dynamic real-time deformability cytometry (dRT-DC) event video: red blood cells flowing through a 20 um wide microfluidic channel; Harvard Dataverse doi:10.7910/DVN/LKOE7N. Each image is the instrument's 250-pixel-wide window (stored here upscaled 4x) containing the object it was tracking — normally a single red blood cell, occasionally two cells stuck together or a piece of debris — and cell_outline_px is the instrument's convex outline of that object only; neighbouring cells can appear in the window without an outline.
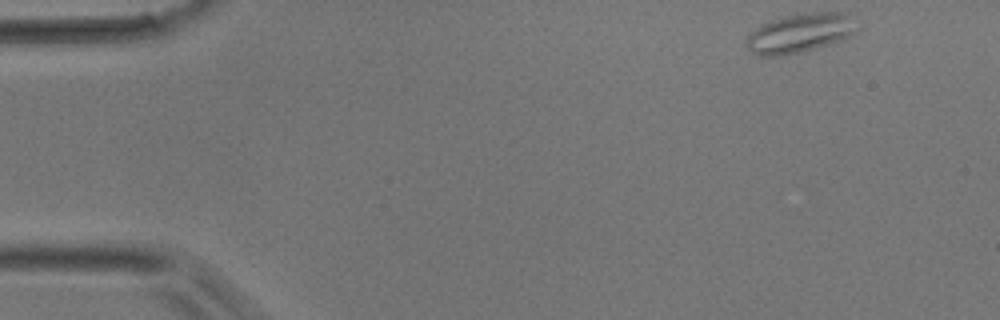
{"species": "common noctule bat (a hibernating species)", "species_latin": "Nyctalus noctula", "temperature_condition": "room temperature", "stored_images_in_passage": 46, "camera_frame_rate_fps": 3000, "um_per_image_px": 0.085, "animal": {"sex": "male", "body_mass_g": 17.9}, "frame": {"image": 1, "passage_image": 1, "time_ms": 0.0, "image_size_px": [1000, 320], "cell_outline_px": [[860, 32], [844, 40], [800, 52], [784, 56], [760, 56], [752, 52], [744, 44], [748, 36], [756, 28], [772, 20], [788, 16], [812, 12], [844, 12], [860, 28]], "centroid_in_image_um": [68.05, 2.83], "position_along_channel_um": 16.9, "area_um2": 25.26}}
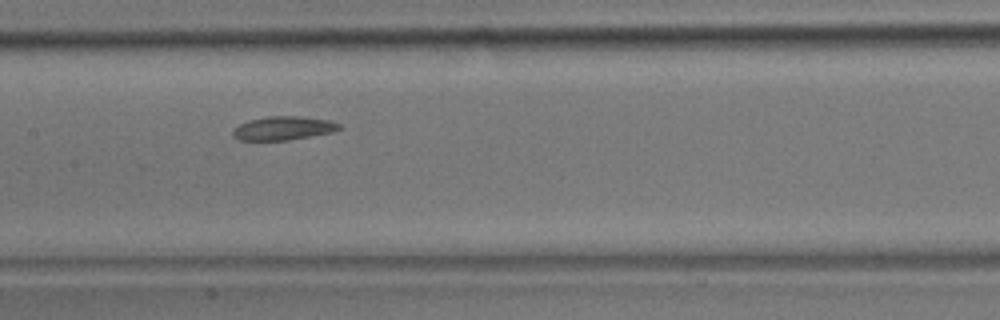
{"frame": {"image": 2, "passage_image": 21, "time_ms": 6.667, "image_size_px": [1000, 320], "cell_outline_px": [[344, 128], [332, 132], [288, 140], [236, 140], [232, 136], [232, 128], [240, 124], [264, 116], [300, 116], [328, 120], [340, 124]], "centroid_in_image_um": [24.06, 10.9], "position_along_channel_um": 183.3, "area_um2": 14.74}}
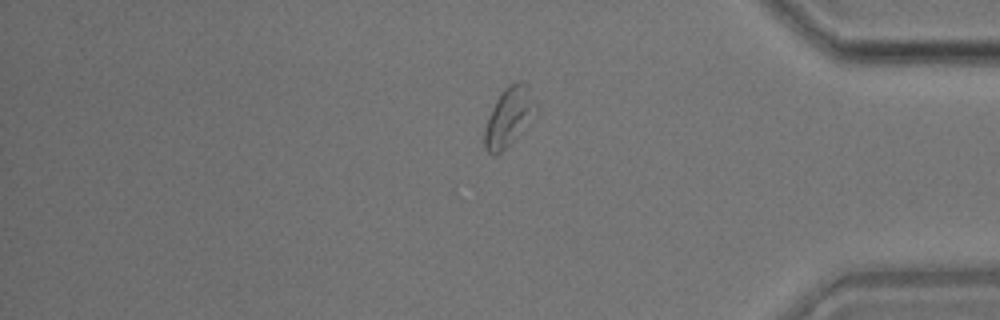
{"frame": {"image": 3, "passage_image": 38, "time_ms": 12.333, "image_size_px": [1000, 320], "cell_outline_px": [[528, 108], [512, 140], [496, 156], [492, 156], [488, 152], [484, 144], [484, 128], [488, 116], [496, 100], [504, 88], [508, 84], [520, 80], [528, 84]], "centroid_in_image_um": [43.0, 9.94], "position_along_channel_um": 392.2, "area_um2": 15.14}}